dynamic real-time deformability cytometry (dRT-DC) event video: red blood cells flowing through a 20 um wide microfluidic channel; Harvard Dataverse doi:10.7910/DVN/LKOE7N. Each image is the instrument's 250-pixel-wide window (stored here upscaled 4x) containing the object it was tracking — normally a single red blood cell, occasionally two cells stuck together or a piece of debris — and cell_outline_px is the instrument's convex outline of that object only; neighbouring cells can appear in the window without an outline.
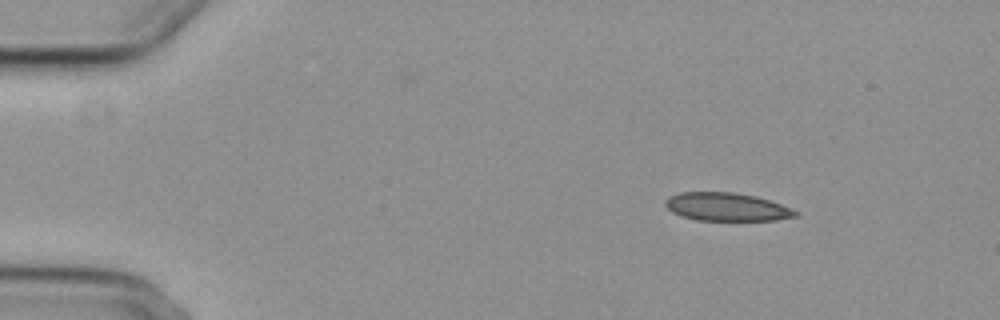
{"species": "common noctule bat (a hibernating species)", "species_latin": "Nyctalus noctula", "temperature_condition": "cold", "stored_images_in_passage": 5, "camera_frame_rate_fps": 3000, "um_per_image_px": 0.085, "animal": {"sex": "female", "body_mass_g": 29.2, "forearm_length_mm": 56.3}, "frame": {"image": 1, "passage_image": 1, "time_ms": 0.0, "image_size_px": [1000, 320], "cell_outline_px": [[800, 212], [796, 216], [776, 220], [696, 220], [680, 216], [672, 212], [664, 204], [664, 200], [668, 196], [680, 192], [736, 192], [756, 196], [780, 204]], "centroid_in_image_um": [61.73, 17.58], "position_along_channel_um": 23.3, "area_um2": 21.44}}
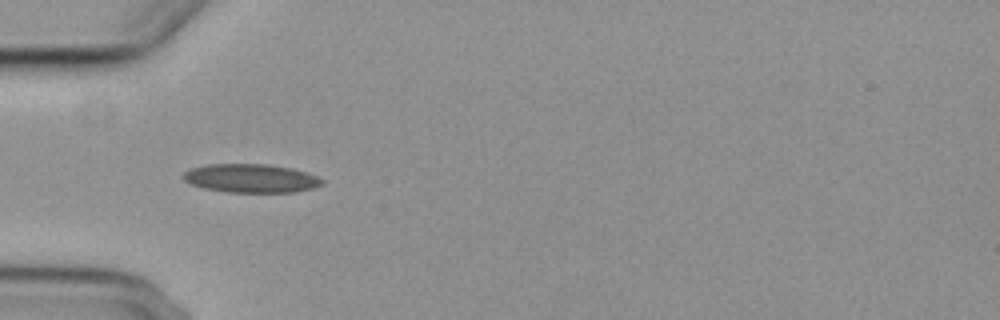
{"frame": {"image": 2, "passage_image": 4, "time_ms": 3.333, "image_size_px": [1000, 320], "cell_outline_px": [[324, 184], [316, 188], [296, 192], [228, 192], [204, 188], [192, 184], [184, 180], [184, 172], [192, 168], [208, 164], [264, 164], [292, 168], [316, 176], [324, 180]], "centroid_in_image_um": [21.38, 15.16], "position_along_channel_um": 63.6, "area_um2": 23.06}}
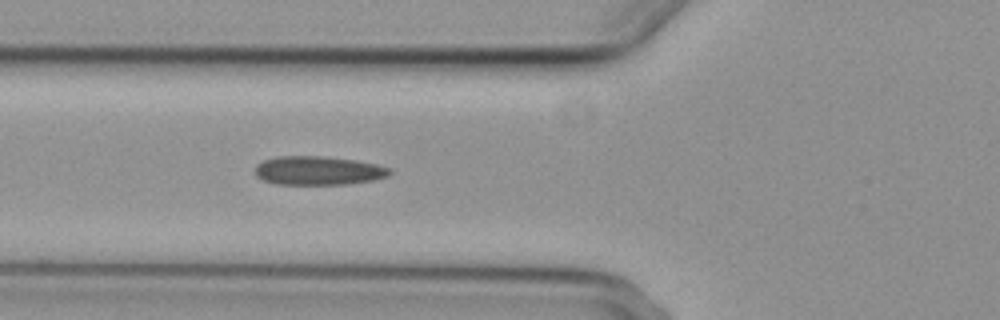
{"frame": {"image": 3, "passage_image": 5, "time_ms": 4.333, "image_size_px": [1000, 320], "cell_outline_px": [[392, 172], [388, 176], [376, 180], [348, 184], [276, 184], [264, 180], [256, 176], [256, 164], [264, 160], [276, 156], [324, 156], [356, 160], [376, 164], [392, 168]], "centroid_in_image_um": [27.09, 14.5], "position_along_channel_um": 98.7, "area_um2": 22.77}}